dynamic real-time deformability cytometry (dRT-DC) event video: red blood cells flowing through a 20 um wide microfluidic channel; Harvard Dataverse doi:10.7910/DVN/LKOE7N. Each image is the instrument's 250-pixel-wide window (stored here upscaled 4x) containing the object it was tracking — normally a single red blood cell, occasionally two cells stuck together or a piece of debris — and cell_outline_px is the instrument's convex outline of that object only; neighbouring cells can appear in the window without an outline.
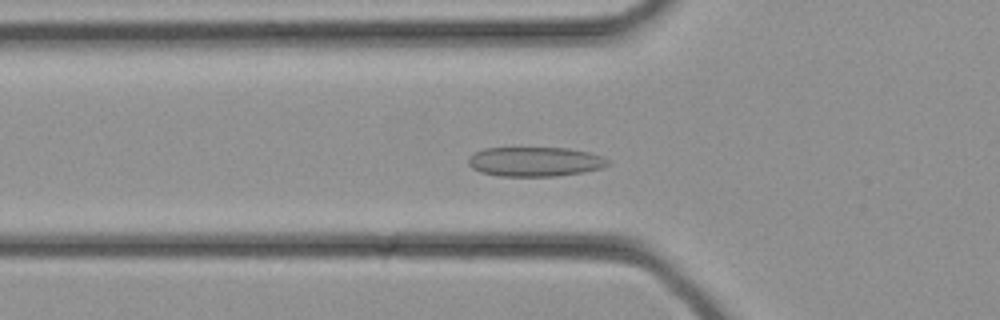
{"species": "common noctule bat (a hibernating species)", "species_latin": "Nyctalus noctula", "temperature_condition": "cold", "stored_images_in_passage": 34, "camera_frame_rate_fps": 3000, "um_per_image_px": 0.085, "animal": {"sex": "female", "body_mass_g": 21.9}, "frame": {"image": 1, "passage_image": 11, "time_ms": 3.333, "image_size_px": [1000, 320], "cell_outline_px": [[608, 164], [600, 168], [580, 172], [556, 176], [500, 176], [480, 172], [472, 168], [468, 164], [468, 160], [476, 152], [484, 148], [568, 148], [588, 152], [600, 156], [608, 160]], "centroid_in_image_um": [45.43, 13.74], "position_along_channel_um": 80.4, "area_um2": 23.64}}
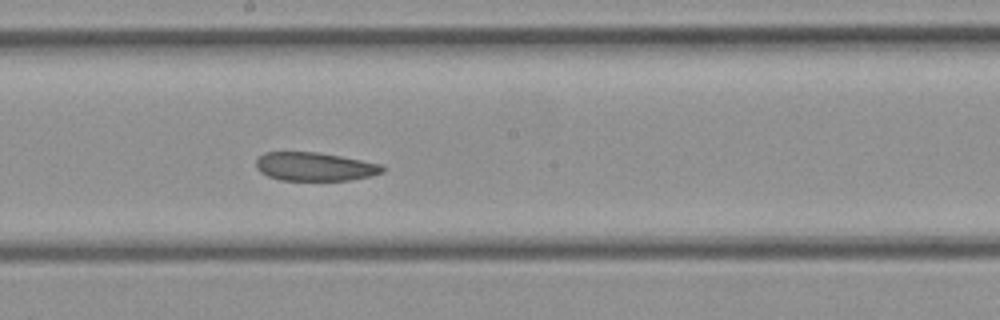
{"frame": {"image": 2, "passage_image": 18, "time_ms": 5.667, "image_size_px": [1000, 320], "cell_outline_px": [[384, 172], [372, 176], [348, 180], [280, 180], [268, 176], [260, 172], [256, 168], [256, 160], [264, 152], [316, 152], [340, 156], [384, 164]], "centroid_in_image_um": [26.77, 14.16], "position_along_channel_um": 221.4, "area_um2": 21.1}}
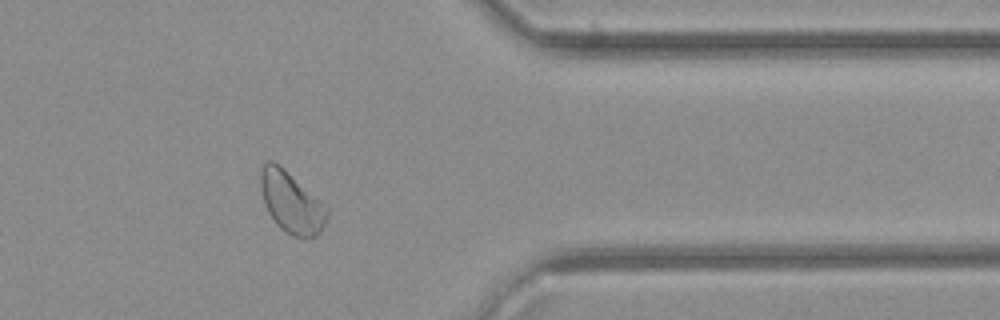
{"frame": {"image": 3, "passage_image": 27, "time_ms": 8.667, "image_size_px": [1000, 320], "cell_outline_px": [[328, 216], [320, 232], [316, 236], [304, 240], [292, 236], [280, 228], [276, 224], [268, 212], [260, 188], [260, 168], [268, 160], [272, 160], [284, 168], [328, 208]], "centroid_in_image_um": [24.75, 17.23], "position_along_channel_um": 386.6, "area_um2": 23.7}}